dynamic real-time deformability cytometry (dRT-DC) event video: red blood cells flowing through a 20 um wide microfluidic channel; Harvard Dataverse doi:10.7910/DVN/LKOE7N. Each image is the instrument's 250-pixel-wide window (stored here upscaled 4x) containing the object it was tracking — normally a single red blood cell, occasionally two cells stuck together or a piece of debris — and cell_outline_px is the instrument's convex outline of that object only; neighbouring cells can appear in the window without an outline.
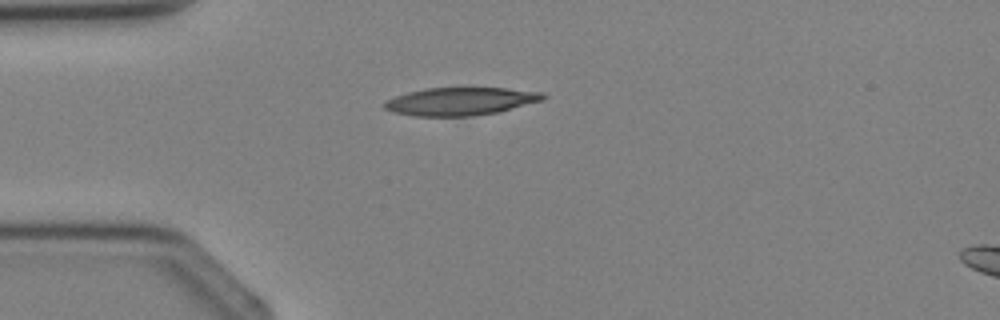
{"species": "Egyptian fruit bat (a non-hibernating species)", "species_latin": "Rousettus aegyptiacus", "temperature_condition": "cold", "stored_images_in_passage": 1, "camera_frame_rate_fps": 3000, "um_per_image_px": 0.085, "animal": {"sex": "female"}, "frame": {"image": 1, "passage_image": 1, "time_ms": 0.0, "image_size_px": [1000, 320], "cell_outline_px": [[548, 96], [544, 100], [500, 112], [472, 116], [416, 116], [392, 112], [384, 108], [380, 104], [396, 96], [408, 92], [428, 88], [508, 88], [544, 92]], "centroid_in_image_um": [39.19, 8.62], "position_along_channel_um": 45.8, "area_um2": 26.01}}